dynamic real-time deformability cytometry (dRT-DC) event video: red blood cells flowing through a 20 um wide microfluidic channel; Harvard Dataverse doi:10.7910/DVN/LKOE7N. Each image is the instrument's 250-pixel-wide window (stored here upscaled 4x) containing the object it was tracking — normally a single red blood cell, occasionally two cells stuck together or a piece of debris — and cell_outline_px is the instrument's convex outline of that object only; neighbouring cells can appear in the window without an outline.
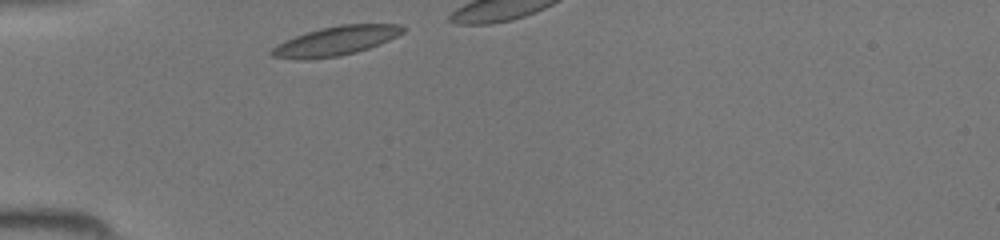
{"species": "common noctule bat (a hibernating species)", "species_latin": "Nyctalus noctula", "temperature_condition": "room temperature", "stored_images_in_passage": 7, "camera_frame_rate_fps": 3000, "um_per_image_px": 0.085, "animal": {"sex": "female", "body_mass_g": 19.5, "forearm_length_mm": 54.1}, "frame": {"image": 1, "passage_image": 1, "time_ms": 0.0, "image_size_px": [1000, 240], "cell_outline_px": [[408, 28], [404, 32], [388, 40], [368, 48], [356, 52], [340, 56], [304, 60], [272, 56], [268, 52], [276, 44], [284, 40], [320, 28], [340, 24], [400, 24]], "centroid_in_image_um": [28.54, 3.47], "position_along_channel_um": 56.5, "area_um2": 22.31}}
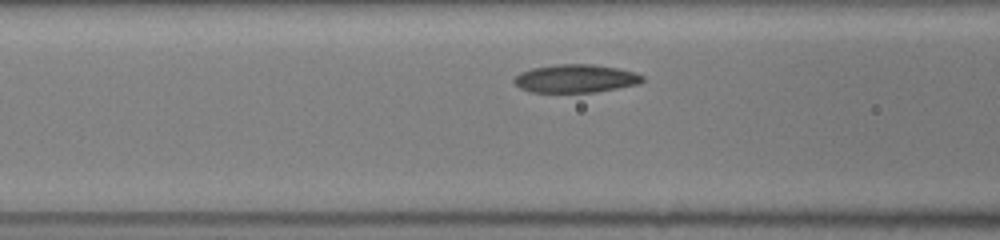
{"frame": {"image": 2, "passage_image": 6, "time_ms": 1.667, "image_size_px": [1000, 240], "cell_outline_px": [[644, 80], [636, 84], [596, 92], [528, 92], [520, 88], [512, 80], [520, 72], [532, 68], [560, 64], [592, 64], [616, 68], [636, 72], [644, 76]], "centroid_in_image_um": [48.9, 6.67], "position_along_channel_um": 117.7, "area_um2": 20.98}}